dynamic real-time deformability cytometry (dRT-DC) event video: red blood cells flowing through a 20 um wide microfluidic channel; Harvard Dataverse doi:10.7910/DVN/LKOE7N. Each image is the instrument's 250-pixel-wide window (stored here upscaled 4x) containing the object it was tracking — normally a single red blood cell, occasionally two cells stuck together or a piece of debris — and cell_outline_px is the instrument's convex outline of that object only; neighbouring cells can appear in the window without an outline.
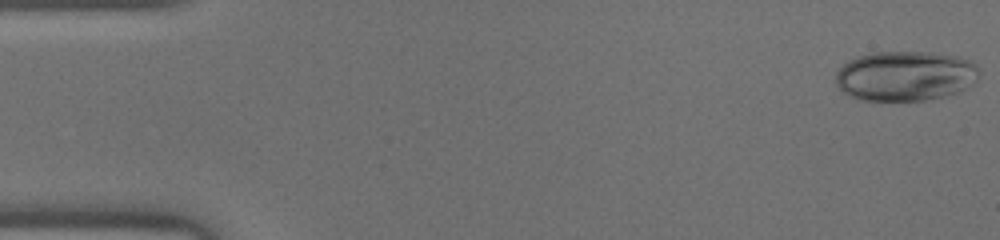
{"species": "human", "species_latin": "Homo sapiens", "temperature_condition": "warm", "stored_images_in_passage": 45, "camera_frame_rate_fps": 3000, "um_per_image_px": 0.085, "donor": {"sex": "male"}, "frame": {"image": 1, "passage_image": 1, "time_ms": 0.0, "image_size_px": [1000, 240], "cell_outline_px": [[980, 72], [976, 80], [972, 84], [960, 92], [944, 96], [924, 100], [856, 100], [848, 96], [836, 84], [836, 72], [848, 60], [856, 56], [872, 52], [928, 52], [960, 56], [972, 60], [980, 68]], "centroid_in_image_um": [76.97, 6.44], "position_along_channel_um": 8.0, "area_um2": 42.25}}
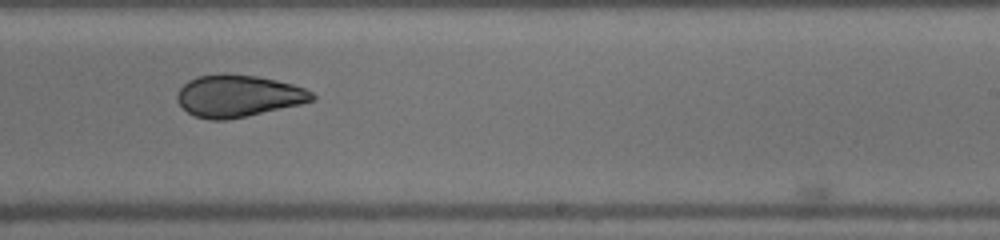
{"frame": {"image": 2, "passage_image": 28, "time_ms": 9.0, "image_size_px": [1000, 240], "cell_outline_px": [[316, 100], [300, 104], [248, 116], [228, 120], [212, 120], [196, 116], [188, 112], [176, 100], [176, 96], [180, 88], [188, 80], [200, 76], [224, 72], [256, 76], [276, 80], [292, 84], [304, 88], [312, 92], [316, 96]], "centroid_in_image_um": [20.25, 8.15], "position_along_channel_um": 268.7, "area_um2": 33.12}}
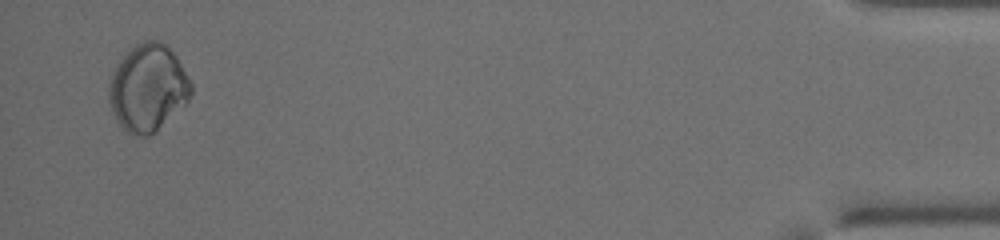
{"frame": {"image": 3, "passage_image": 44, "time_ms": 14.333, "image_size_px": [1000, 240], "cell_outline_px": [[192, 92], [188, 100], [184, 104], [148, 136], [132, 136], [116, 120], [112, 112], [108, 100], [108, 80], [116, 64], [128, 48], [144, 40], [160, 40], [176, 56], [192, 84]], "centroid_in_image_um": [12.52, 7.43], "position_along_channel_um": 422.7, "area_um2": 41.5}}